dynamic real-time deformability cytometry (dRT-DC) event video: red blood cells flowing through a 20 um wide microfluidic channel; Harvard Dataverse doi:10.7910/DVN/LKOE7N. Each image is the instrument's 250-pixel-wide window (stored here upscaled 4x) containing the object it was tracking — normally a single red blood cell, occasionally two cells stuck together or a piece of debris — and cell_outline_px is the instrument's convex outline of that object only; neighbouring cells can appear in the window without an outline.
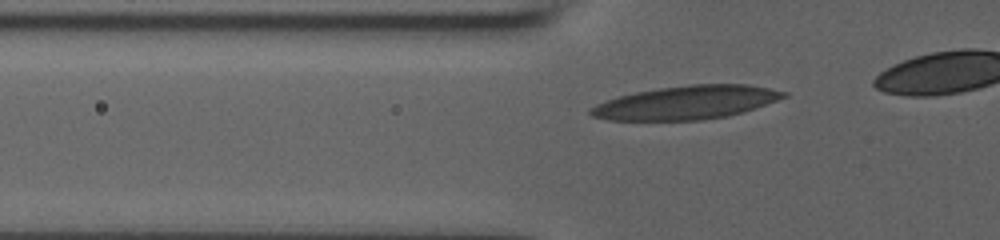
{"species": "human", "species_latin": "Homo sapiens", "temperature_condition": "room temperature", "stored_images_in_passage": 19, "camera_frame_rate_fps": 3000, "um_per_image_px": 0.085, "donor": {"sex": "male"}, "frame": {"image": 1, "passage_image": 7, "time_ms": 2.0, "image_size_px": [1000, 240], "cell_outline_px": [[788, 96], [756, 108], [728, 116], [700, 120], [608, 120], [592, 116], [588, 112], [588, 108], [596, 104], [620, 96], [636, 92], [660, 88], [692, 84], [748, 84], [788, 92]], "centroid_in_image_um": [58.36, 8.72], "position_along_channel_um": 67.4, "area_um2": 37.57}}
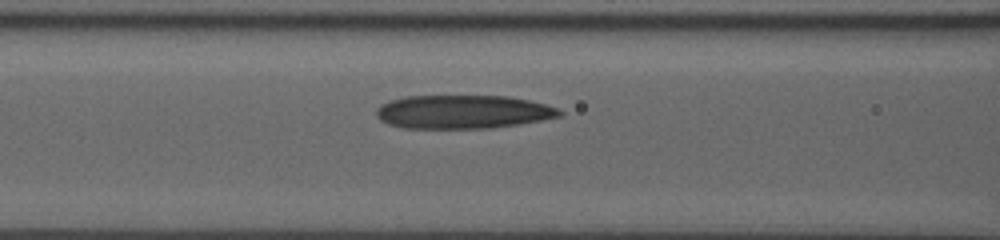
{"frame": {"image": 2, "passage_image": 12, "time_ms": 3.667, "image_size_px": [1000, 240], "cell_outline_px": [[564, 112], [560, 116], [520, 124], [488, 128], [404, 128], [388, 124], [380, 120], [376, 116], [376, 108], [380, 104], [404, 96], [508, 96], [528, 100], [560, 108]], "centroid_in_image_um": [39.33, 9.5], "position_along_channel_um": 127.3, "area_um2": 35.89}}
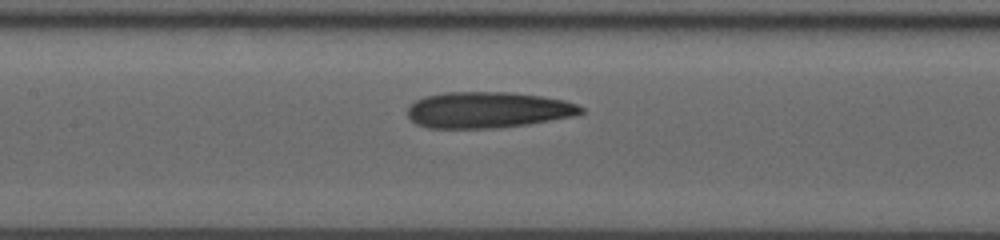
{"frame": {"image": 3, "passage_image": 15, "time_ms": 4.667, "image_size_px": [1000, 240], "cell_outline_px": [[584, 112], [572, 116], [528, 124], [496, 128], [428, 128], [416, 124], [408, 116], [408, 108], [416, 100], [424, 96], [444, 92], [508, 92], [540, 96], [564, 100], [576, 104], [584, 108]], "centroid_in_image_um": [41.44, 9.34], "position_along_channel_um": 166.0, "area_um2": 36.41}}